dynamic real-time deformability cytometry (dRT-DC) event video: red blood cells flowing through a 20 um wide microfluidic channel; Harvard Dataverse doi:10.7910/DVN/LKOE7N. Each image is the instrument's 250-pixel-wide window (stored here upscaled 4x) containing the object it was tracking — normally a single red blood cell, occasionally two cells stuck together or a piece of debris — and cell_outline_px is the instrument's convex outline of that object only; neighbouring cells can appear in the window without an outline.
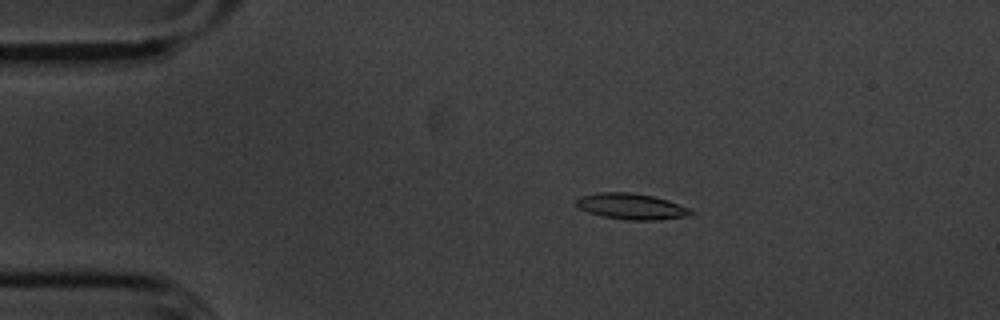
{"species": "common noctule bat (a hibernating species)", "species_latin": "Nyctalus noctula", "temperature_condition": "cold", "stored_images_in_passage": 55, "camera_frame_rate_fps": 3000, "um_per_image_px": 0.085, "animal": {"sex": "male", "body_mass_g": 20.1, "forearm_length_mm": 53.5}, "frame": {"image": 1, "passage_image": 10, "time_ms": 3.0, "image_size_px": [1000, 320], "cell_outline_px": [[692, 216], [660, 220], [624, 220], [604, 216], [588, 212], [580, 208], [576, 204], [576, 200], [580, 196], [596, 192], [628, 192], [652, 196], [668, 200], [692, 208]], "centroid_in_image_um": [53.72, 17.55], "position_along_channel_um": 31.3, "area_um2": 17.51}}
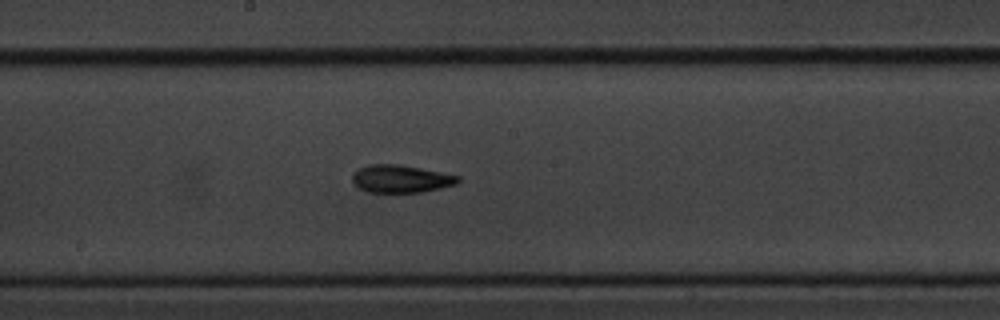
{"frame": {"image": 2, "passage_image": 29, "time_ms": 9.333, "image_size_px": [1000, 320], "cell_outline_px": [[460, 180], [456, 184], [440, 188], [420, 192], [368, 192], [360, 188], [352, 180], [352, 176], [360, 168], [368, 164], [400, 164], [460, 176]], "centroid_in_image_um": [34.08, 15.19], "position_along_channel_um": 214.1, "area_um2": 16.82}}
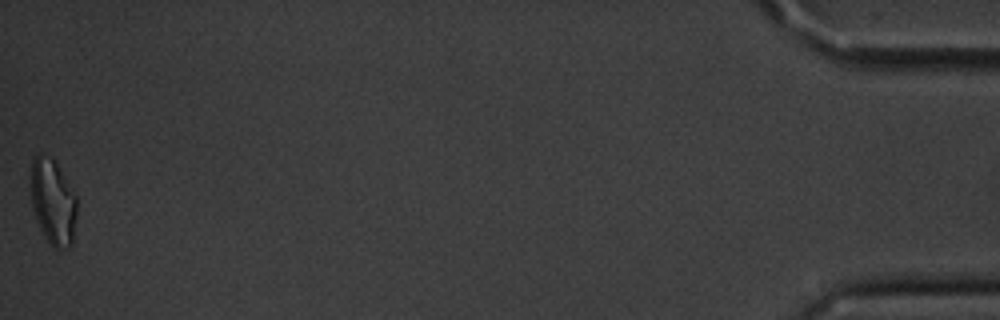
{"frame": {"image": 3, "passage_image": 55, "time_ms": 18.0, "image_size_px": [1000, 320], "cell_outline_px": [[76, 216], [72, 244], [68, 248], [56, 248], [44, 236], [36, 220], [32, 208], [28, 184], [32, 156], [36, 152], [40, 152], [52, 160], [56, 164], [76, 196]], "centroid_in_image_um": [4.43, 17.11], "position_along_channel_um": 430.8, "area_um2": 23.29}, "authors_computed_cell_mechanics": {"area_um2": 17.051, "velocity_mm_per_s": 3.5969, "shape_relaxation_time_tau1_ms": 2.883, "shape_relaxation_time_tau2_ms": 3.4191, "deformation_change_tau1": 0.1214, "deformation_change_tau2": 0.1146}}